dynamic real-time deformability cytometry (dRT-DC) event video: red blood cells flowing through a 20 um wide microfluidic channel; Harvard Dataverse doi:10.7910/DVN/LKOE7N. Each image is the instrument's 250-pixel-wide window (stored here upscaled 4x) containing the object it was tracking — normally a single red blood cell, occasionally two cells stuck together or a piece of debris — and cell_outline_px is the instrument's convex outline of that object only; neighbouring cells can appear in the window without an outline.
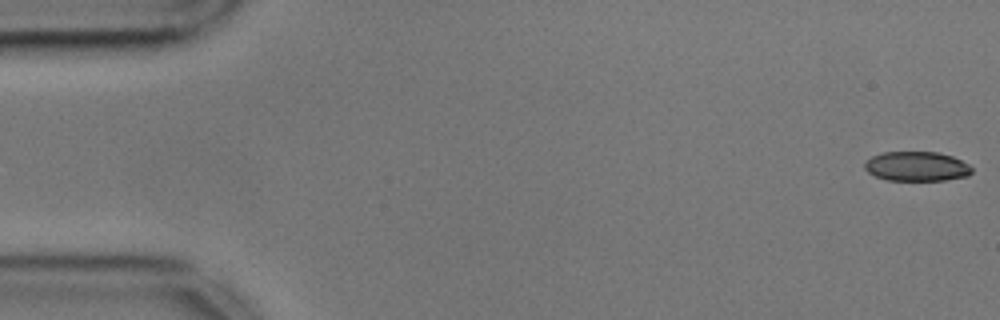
{"species": "common noctule bat (a hibernating species)", "species_latin": "Nyctalus noctula", "temperature_condition": "cold", "stored_images_in_passage": 48, "camera_frame_rate_fps": 3000, "um_per_image_px": 0.085, "animal": {"sex": "male", "body_mass_g": 17.9, "forearm_length_mm": 54.2}, "frame": {"image": 1, "passage_image": 1, "time_ms": 0.0, "image_size_px": [1000, 320], "cell_outline_px": [[972, 172], [968, 176], [944, 180], [888, 180], [876, 176], [868, 172], [864, 168], [864, 164], [872, 156], [884, 152], [936, 152], [952, 156], [968, 164], [972, 168]], "centroid_in_image_um": [77.92, 14.14], "position_along_channel_um": 7.1, "area_um2": 18.32}}
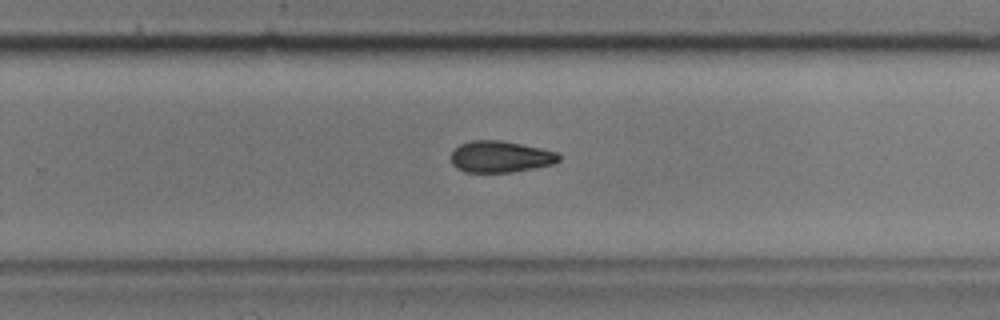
{"frame": {"image": 2, "passage_image": 35, "time_ms": 11.333, "image_size_px": [1000, 320], "cell_outline_px": [[560, 160], [552, 164], [512, 172], [464, 172], [456, 168], [452, 164], [452, 152], [460, 144], [472, 140], [500, 140], [540, 148], [556, 152], [560, 156]], "centroid_in_image_um": [42.51, 13.32], "position_along_channel_um": 287.3, "area_um2": 19.59}}
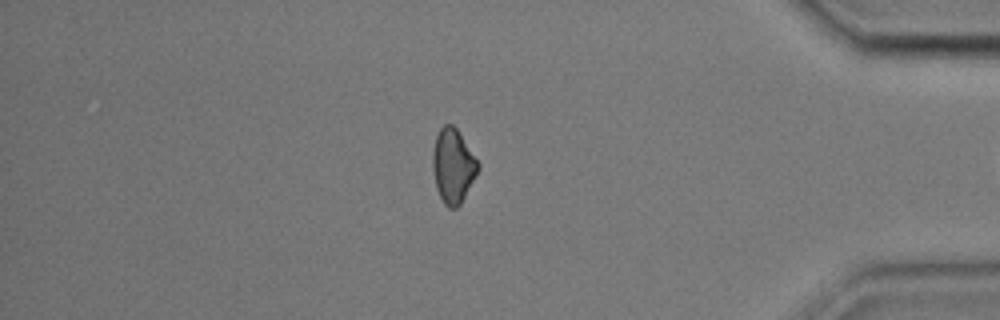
{"frame": {"image": 3, "passage_image": 47, "time_ms": 15.333, "image_size_px": [1000, 320], "cell_outline_px": [[480, 168], [460, 204], [456, 208], [448, 208], [444, 204], [436, 188], [432, 168], [432, 152], [436, 136], [440, 128], [444, 124], [452, 124], [456, 128], [480, 164]], "centroid_in_image_um": [38.49, 14.1], "position_along_channel_um": 396.7, "area_um2": 19.54}}